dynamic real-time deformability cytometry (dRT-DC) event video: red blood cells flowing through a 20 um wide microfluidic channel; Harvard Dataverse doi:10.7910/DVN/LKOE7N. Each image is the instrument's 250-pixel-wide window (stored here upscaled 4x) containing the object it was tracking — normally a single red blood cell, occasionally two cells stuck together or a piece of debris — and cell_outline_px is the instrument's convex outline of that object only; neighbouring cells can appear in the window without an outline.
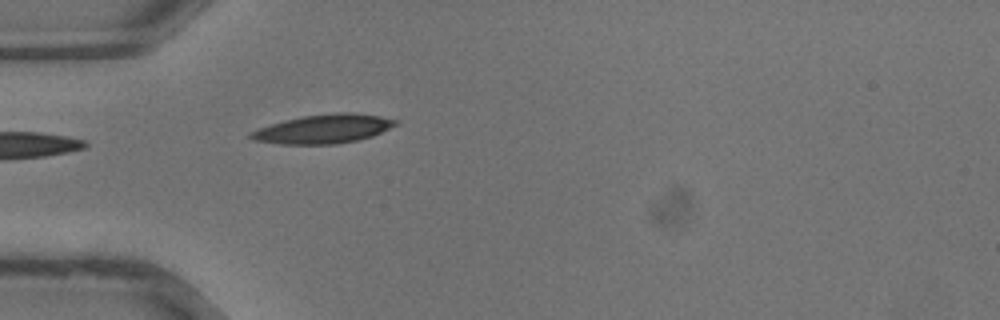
{"species": "common noctule bat (a hibernating species)", "species_latin": "Nyctalus noctula", "temperature_condition": "warm", "stored_images_in_passage": 12, "camera_frame_rate_fps": 3000, "um_per_image_px": 0.085, "animal": {"sex": "male", "body_mass_g": 13.3}, "frame": {"image": 1, "passage_image": 1, "time_ms": 0.0, "image_size_px": [1000, 320], "cell_outline_px": [[396, 124], [372, 136], [356, 140], [336, 144], [280, 144], [252, 140], [248, 136], [248, 132], [272, 124], [304, 116], [340, 112], [352, 112], [380, 116], [396, 120]], "centroid_in_image_um": [27.46, 10.96], "position_along_channel_um": 57.5, "area_um2": 23.99}}
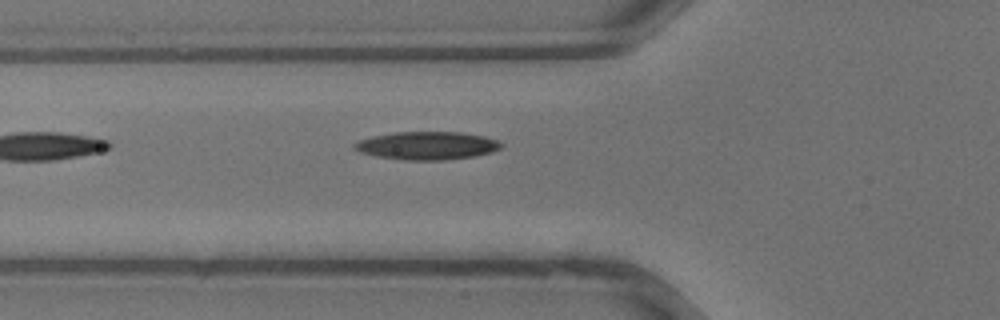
{"frame": {"image": 2, "passage_image": 3, "time_ms": 0.667, "image_size_px": [1000, 320], "cell_outline_px": [[504, 144], [500, 148], [492, 152], [476, 156], [444, 160], [404, 160], [376, 156], [360, 152], [352, 148], [352, 144], [360, 140], [372, 136], [396, 132], [460, 132], [484, 136], [496, 140]], "centroid_in_image_um": [36.29, 12.38], "position_along_channel_um": 89.5, "area_um2": 24.04}}
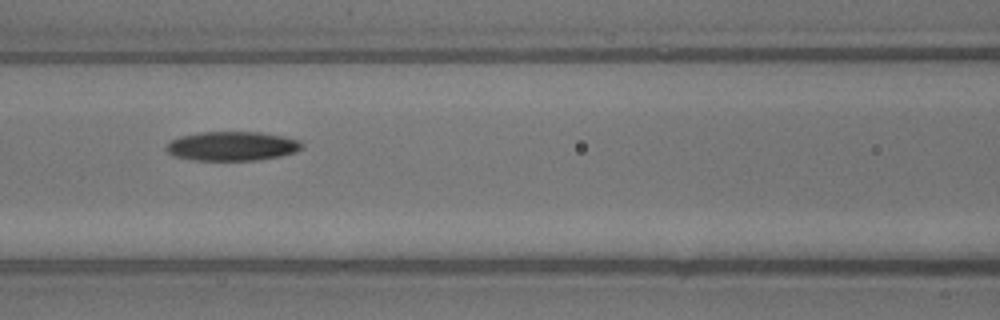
{"frame": {"image": 3, "passage_image": 6, "time_ms": 1.667, "image_size_px": [1000, 320], "cell_outline_px": [[304, 148], [296, 152], [280, 156], [256, 160], [192, 160], [172, 156], [164, 148], [172, 140], [180, 136], [200, 132], [260, 132], [284, 136], [300, 140], [304, 144]], "centroid_in_image_um": [19.75, 12.42], "position_along_channel_um": 146.8, "area_um2": 23.29}}